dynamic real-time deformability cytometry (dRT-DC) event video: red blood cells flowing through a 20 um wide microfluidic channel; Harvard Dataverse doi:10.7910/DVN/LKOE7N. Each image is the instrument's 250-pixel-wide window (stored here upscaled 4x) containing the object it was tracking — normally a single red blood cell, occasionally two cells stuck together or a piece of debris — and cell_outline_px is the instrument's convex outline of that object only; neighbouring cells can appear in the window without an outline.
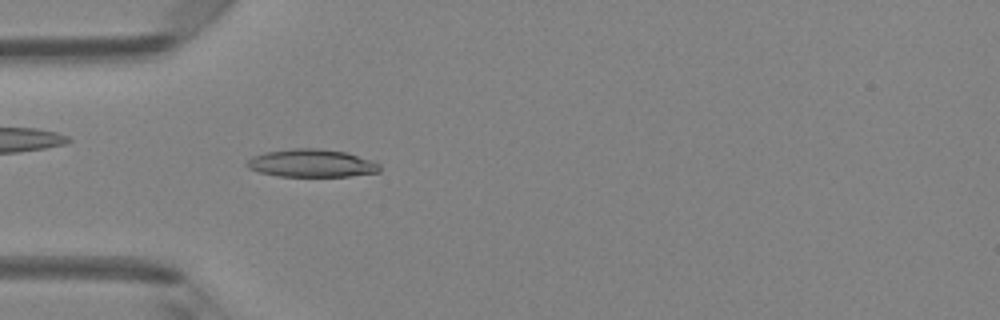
{"species": "Egyptian fruit bat (a non-hibernating species)", "species_latin": "Rousettus aegyptiacus", "temperature_condition": "room temperature", "stored_images_in_passage": 48, "camera_frame_rate_fps": 3000, "um_per_image_px": 0.085, "animal": {"sex": "female"}, "frame": {"image": 1, "passage_image": 14, "time_ms": 4.333, "image_size_px": [1000, 320], "cell_outline_px": [[380, 172], [348, 176], [280, 176], [260, 172], [248, 168], [244, 164], [252, 156], [264, 152], [292, 148], [320, 148], [344, 152], [372, 160], [380, 164]], "centroid_in_image_um": [26.47, 13.86], "position_along_channel_um": 58.5, "area_um2": 21.56}}
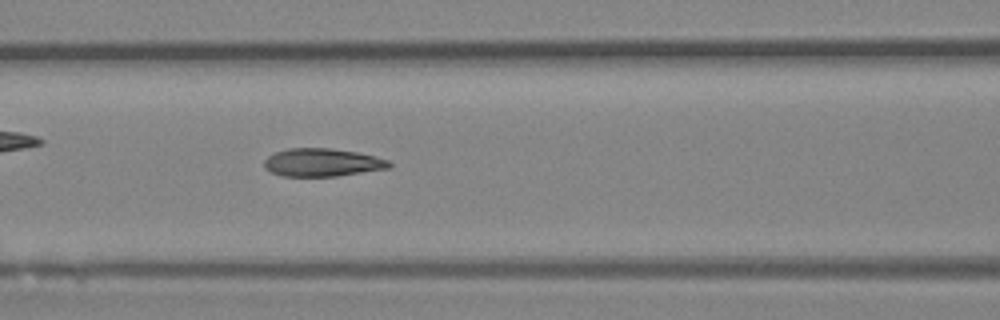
{"frame": {"image": 2, "passage_image": 20, "time_ms": 6.333, "image_size_px": [1000, 320], "cell_outline_px": [[392, 164], [388, 168], [336, 176], [280, 176], [264, 168], [264, 160], [268, 156], [276, 152], [288, 148], [332, 148], [356, 152], [376, 156], [388, 160]], "centroid_in_image_um": [27.37, 13.8], "position_along_channel_um": 139.2, "area_um2": 20.35}}
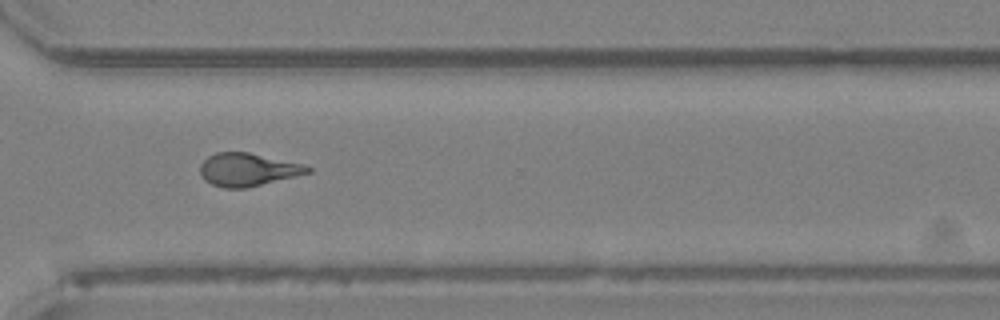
{"frame": {"image": 3, "passage_image": 35, "time_ms": 11.333, "image_size_px": [1000, 320], "cell_outline_px": [[312, 172], [248, 188], [224, 188], [212, 184], [204, 180], [200, 172], [200, 164], [208, 156], [216, 152], [248, 152], [304, 164], [312, 168]], "centroid_in_image_um": [21.07, 14.42], "position_along_channel_um": 349.5, "area_um2": 20.75}, "authors_computed_cell_mechanics": {"area_um2": 20.8369, "velocity_mm_per_s": 4.2107, "shape_relaxation_time_tau1_ms": 7.6461, "shape_relaxation_time_tau2_ms": 1.5845, "deformation_change_tau1": 0.2062, "deformation_change_tau2": 0.0947}}